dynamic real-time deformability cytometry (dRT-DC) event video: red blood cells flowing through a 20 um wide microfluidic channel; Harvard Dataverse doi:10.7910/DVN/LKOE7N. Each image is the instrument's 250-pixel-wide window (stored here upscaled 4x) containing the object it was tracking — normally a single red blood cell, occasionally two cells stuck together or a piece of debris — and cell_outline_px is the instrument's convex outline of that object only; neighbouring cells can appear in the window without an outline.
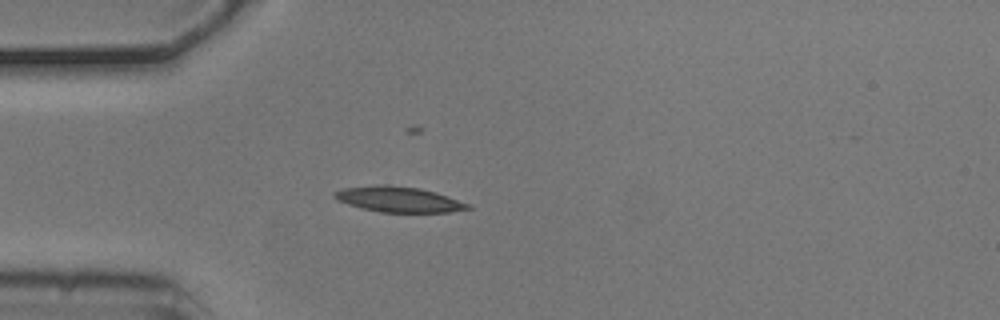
{"species": "common noctule bat (a hibernating species)", "species_latin": "Nyctalus noctula", "temperature_condition": "cold", "stored_images_in_passage": 4, "camera_frame_rate_fps": 3000, "um_per_image_px": 0.085, "animal": {"sex": "male", "body_mass_g": 20.5, "forearm_length_mm": 52.5}, "frame": {"image": 1, "passage_image": 2, "time_ms": 0.333, "image_size_px": [1000, 320], "cell_outline_px": [[472, 208], [448, 212], [380, 212], [348, 204], [332, 196], [332, 192], [344, 188], [376, 184], [388, 184], [420, 188], [436, 192], [472, 204]], "centroid_in_image_um": [33.92, 16.93], "position_along_channel_um": 51.1, "area_um2": 19.88}}